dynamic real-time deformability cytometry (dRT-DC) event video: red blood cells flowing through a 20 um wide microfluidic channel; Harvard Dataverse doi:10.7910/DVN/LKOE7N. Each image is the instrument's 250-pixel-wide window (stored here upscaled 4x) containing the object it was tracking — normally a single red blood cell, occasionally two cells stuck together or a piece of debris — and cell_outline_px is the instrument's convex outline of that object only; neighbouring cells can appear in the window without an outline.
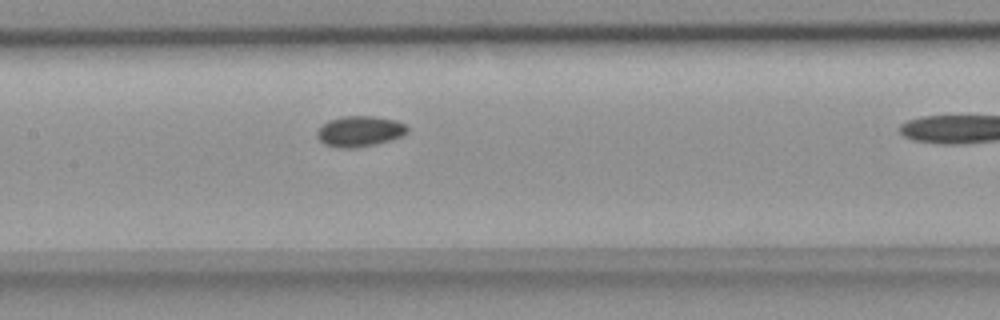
{"species": "common noctule bat (a hibernating species)", "species_latin": "Nyctalus noctula", "temperature_condition": "room temperature", "stored_images_in_passage": 11, "camera_frame_rate_fps": 3000, "um_per_image_px": 0.085, "animal": {"sex": "female", "body_mass_g": 18.4}, "frame": {"image": 1, "passage_image": 10, "time_ms": 3.0, "image_size_px": [1000, 320], "cell_outline_px": [[408, 132], [400, 136], [376, 144], [352, 148], [340, 148], [324, 144], [316, 136], [316, 132], [328, 120], [344, 116], [376, 116], [396, 120], [408, 124]], "centroid_in_image_um": [30.59, 11.15], "position_along_channel_um": 176.8, "area_um2": 16.13}}